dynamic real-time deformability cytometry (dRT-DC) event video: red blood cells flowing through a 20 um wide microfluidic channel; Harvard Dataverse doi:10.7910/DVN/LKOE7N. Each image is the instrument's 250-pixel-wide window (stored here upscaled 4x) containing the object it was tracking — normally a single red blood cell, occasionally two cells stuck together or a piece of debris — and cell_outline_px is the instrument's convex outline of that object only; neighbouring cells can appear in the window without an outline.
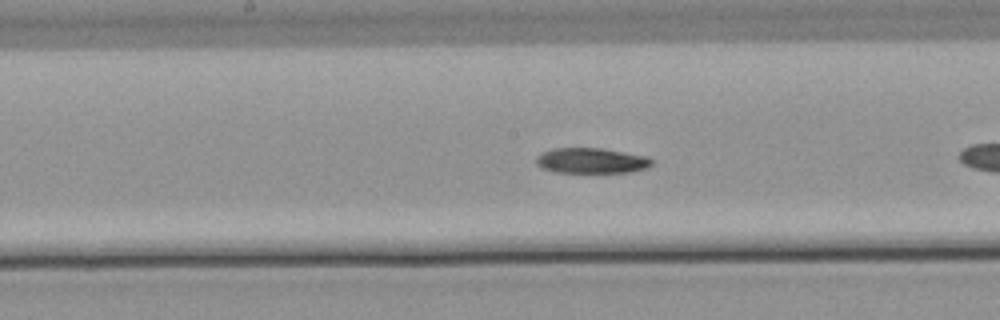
{"species": "common noctule bat (a hibernating species)", "species_latin": "Nyctalus noctula", "temperature_condition": "warm", "stored_images_in_passage": 27, "camera_frame_rate_fps": 3000, "um_per_image_px": 0.085, "animal": {"sex": "male", "body_mass_g": 21.5, "forearm_length_mm": 52.0}, "frame": {"image": 1, "passage_image": 12, "time_ms": 3.667, "image_size_px": [1000, 320], "cell_outline_px": [[652, 164], [648, 168], [632, 172], [556, 172], [540, 168], [536, 164], [536, 156], [552, 148], [600, 148], [648, 156], [652, 160]], "centroid_in_image_um": [50.27, 13.66], "position_along_channel_um": 197.9, "area_um2": 17.17}}